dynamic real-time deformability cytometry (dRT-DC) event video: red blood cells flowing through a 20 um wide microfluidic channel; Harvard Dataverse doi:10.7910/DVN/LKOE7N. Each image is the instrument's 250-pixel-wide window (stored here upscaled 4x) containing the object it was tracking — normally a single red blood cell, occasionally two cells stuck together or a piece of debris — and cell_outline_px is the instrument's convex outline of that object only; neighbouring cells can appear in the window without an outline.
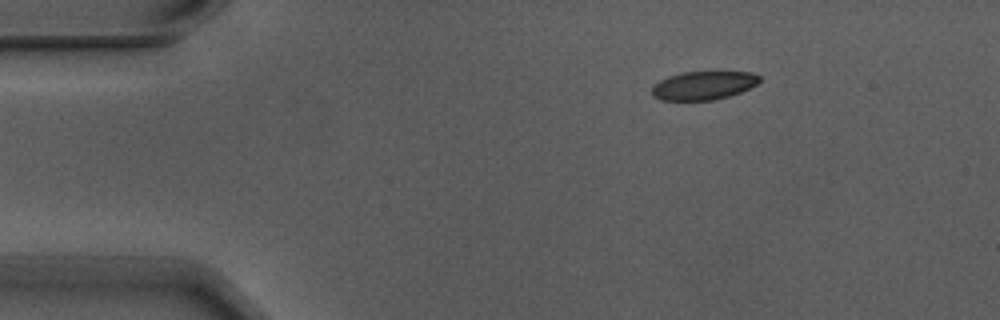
{"species": "Egyptian fruit bat (a non-hibernating species)", "species_latin": "Rousettus aegyptiacus", "temperature_condition": "warm", "stored_images_in_passage": 3, "camera_frame_rate_fps": 3000, "um_per_image_px": 0.085, "animal": {"sex": "male"}, "frame": {"image": 1, "passage_image": 1, "time_ms": 0.0, "image_size_px": [1000, 320], "cell_outline_px": [[760, 80], [756, 84], [740, 92], [728, 96], [712, 100], [660, 100], [652, 96], [652, 88], [660, 80], [668, 76], [680, 72], [752, 72], [760, 76]], "centroid_in_image_um": [59.77, 7.26], "position_along_channel_um": 25.2, "area_um2": 17.74}}